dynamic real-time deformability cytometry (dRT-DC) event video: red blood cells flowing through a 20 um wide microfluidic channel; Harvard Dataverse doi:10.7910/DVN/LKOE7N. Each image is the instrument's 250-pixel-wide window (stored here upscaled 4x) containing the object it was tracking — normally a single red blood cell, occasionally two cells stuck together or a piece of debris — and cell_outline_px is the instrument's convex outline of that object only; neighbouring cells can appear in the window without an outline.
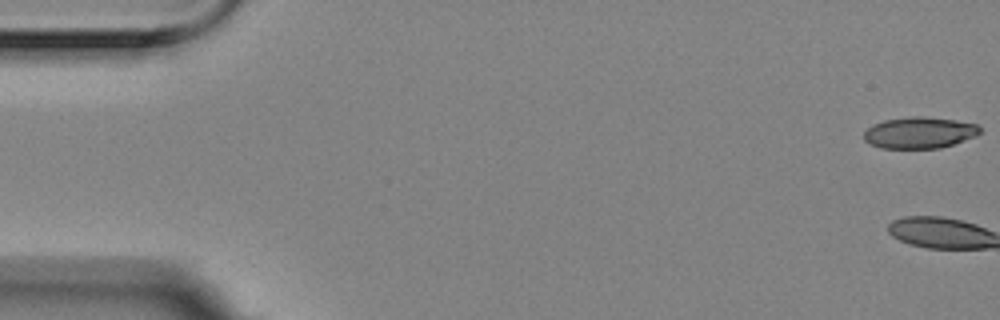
{"species": "Egyptian fruit bat (a non-hibernating species)", "species_latin": "Rousettus aegyptiacus", "temperature_condition": "room temperature", "stored_images_in_passage": 6, "camera_frame_rate_fps": 3000, "um_per_image_px": 0.085, "animal": {"sex": "female"}, "frame": {"image": 1, "passage_image": 1, "time_ms": 0.0, "image_size_px": [1000, 320], "cell_outline_px": [[980, 132], [976, 136], [940, 148], [880, 148], [864, 140], [864, 132], [872, 124], [884, 120], [912, 116], [920, 116], [956, 120], [976, 124], [980, 128]], "centroid_in_image_um": [78.14, 11.27], "position_along_channel_um": 6.9, "area_um2": 21.1}}